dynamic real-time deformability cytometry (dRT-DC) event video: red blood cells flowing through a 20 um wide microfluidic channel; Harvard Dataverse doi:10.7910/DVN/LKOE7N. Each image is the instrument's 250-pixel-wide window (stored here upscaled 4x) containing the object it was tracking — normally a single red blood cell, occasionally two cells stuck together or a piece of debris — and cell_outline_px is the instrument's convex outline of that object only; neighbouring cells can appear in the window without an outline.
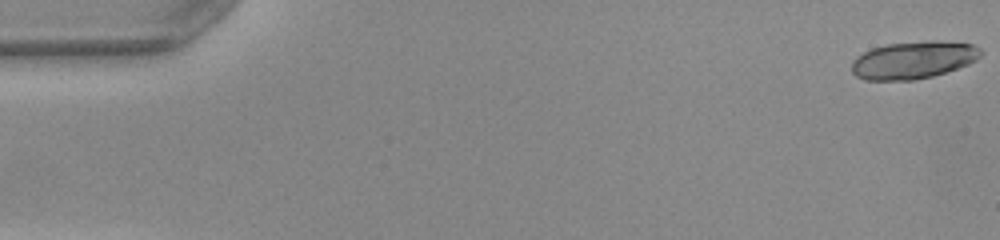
{"species": "common noctule bat (a hibernating species)", "species_latin": "Nyctalus noctula", "temperature_condition": "warm", "stored_images_in_passage": 18, "camera_frame_rate_fps": 3000, "um_per_image_px": 0.085, "animal": {"sex": "female", "body_mass_g": 22.0, "forearm_length_mm": 56.7}, "frame": {"image": 1, "passage_image": 1, "time_ms": 0.0, "image_size_px": [1000, 240], "cell_outline_px": [[984, 52], [976, 60], [968, 64], [932, 76], [912, 80], [864, 80], [856, 76], [852, 72], [852, 60], [856, 56], [872, 48], [888, 44], [928, 40], [936, 40], [972, 44], [980, 48]], "centroid_in_image_um": [77.63, 5.09], "position_along_channel_um": 7.4, "area_um2": 28.21}}